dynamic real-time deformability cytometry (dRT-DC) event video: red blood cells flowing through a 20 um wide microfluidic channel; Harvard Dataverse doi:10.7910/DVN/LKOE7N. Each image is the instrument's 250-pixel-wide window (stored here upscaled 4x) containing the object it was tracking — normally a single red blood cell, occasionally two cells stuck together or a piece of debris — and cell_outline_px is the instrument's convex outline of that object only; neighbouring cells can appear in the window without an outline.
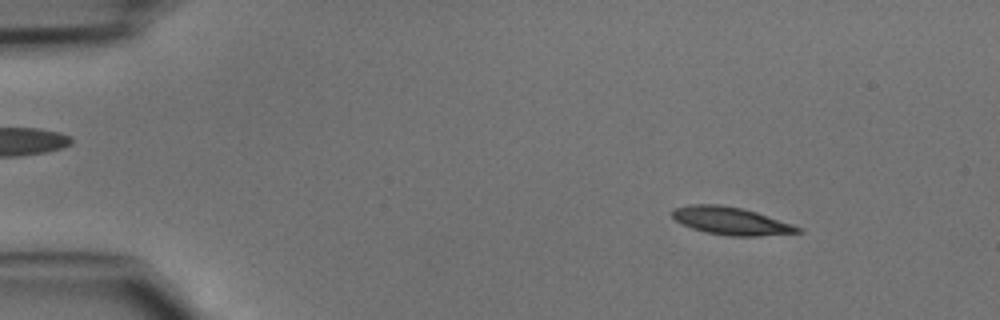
{"species": "common noctule bat (a hibernating species)", "species_latin": "Nyctalus noctula", "temperature_condition": "cold", "stored_images_in_passage": 46, "camera_frame_rate_fps": 3000, "um_per_image_px": 0.085, "animal": {"sex": "male", "body_mass_g": 15.6}, "frame": {"image": 1, "passage_image": 6, "time_ms": 1.667, "image_size_px": [1000, 320], "cell_outline_px": [[804, 232], [760, 236], [728, 236], [708, 232], [692, 228], [676, 220], [672, 216], [672, 212], [676, 208], [692, 204], [720, 204], [740, 208], [756, 212], [804, 228]], "centroid_in_image_um": [62.19, 18.78], "position_along_channel_um": 22.8, "area_um2": 20.06}}
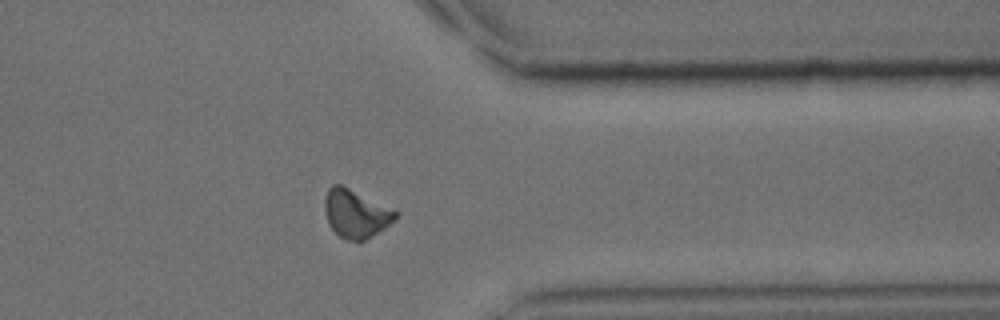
{"frame": {"image": 2, "passage_image": 37, "time_ms": 12.0, "image_size_px": [1000, 320], "cell_outline_px": [[400, 212], [384, 228], [360, 244], [344, 240], [328, 224], [324, 208], [324, 196], [328, 188], [332, 184], [340, 184]], "centroid_in_image_um": [30.2, 18.18], "position_along_channel_um": 381.2, "area_um2": 20.0}}
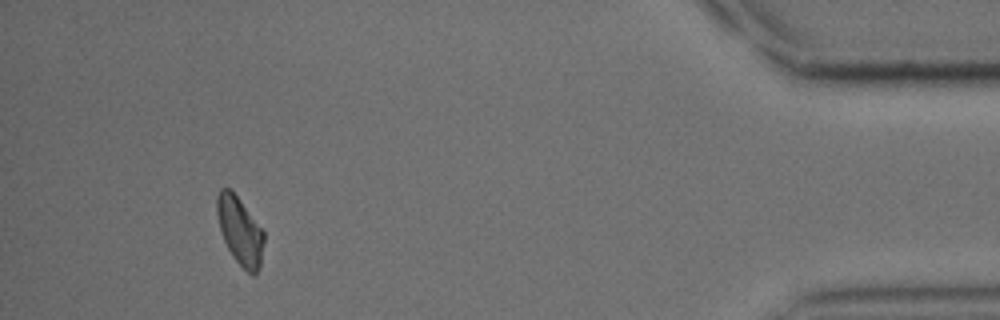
{"frame": {"image": 3, "passage_image": 43, "time_ms": 14.0, "image_size_px": [1000, 320], "cell_outline_px": [[264, 240], [260, 268], [252, 276], [232, 256], [224, 240], [220, 228], [216, 212], [216, 196], [220, 188], [232, 188], [264, 232]], "centroid_in_image_um": [20.38, 19.58], "position_along_channel_um": 414.8, "area_um2": 18.55}}